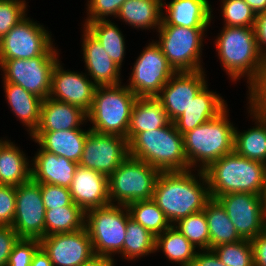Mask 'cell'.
Here are the masks:
<instances>
[{
    "label": "cell",
    "instance_id": "cell-50",
    "mask_svg": "<svg viewBox=\"0 0 266 266\" xmlns=\"http://www.w3.org/2000/svg\"><path fill=\"white\" fill-rule=\"evenodd\" d=\"M30 266H53L48 254L40 247L33 256Z\"/></svg>",
    "mask_w": 266,
    "mask_h": 266
},
{
    "label": "cell",
    "instance_id": "cell-8",
    "mask_svg": "<svg viewBox=\"0 0 266 266\" xmlns=\"http://www.w3.org/2000/svg\"><path fill=\"white\" fill-rule=\"evenodd\" d=\"M206 31L207 28L160 25L157 30L159 40L155 42L175 72L205 70L201 56Z\"/></svg>",
    "mask_w": 266,
    "mask_h": 266
},
{
    "label": "cell",
    "instance_id": "cell-2",
    "mask_svg": "<svg viewBox=\"0 0 266 266\" xmlns=\"http://www.w3.org/2000/svg\"><path fill=\"white\" fill-rule=\"evenodd\" d=\"M204 172L213 199L238 192L262 195L266 187V164L235 151L213 162Z\"/></svg>",
    "mask_w": 266,
    "mask_h": 266
},
{
    "label": "cell",
    "instance_id": "cell-7",
    "mask_svg": "<svg viewBox=\"0 0 266 266\" xmlns=\"http://www.w3.org/2000/svg\"><path fill=\"white\" fill-rule=\"evenodd\" d=\"M130 217L127 205L109 204L86 211L85 227L95 256L114 259L118 253L123 258L126 225Z\"/></svg>",
    "mask_w": 266,
    "mask_h": 266
},
{
    "label": "cell",
    "instance_id": "cell-21",
    "mask_svg": "<svg viewBox=\"0 0 266 266\" xmlns=\"http://www.w3.org/2000/svg\"><path fill=\"white\" fill-rule=\"evenodd\" d=\"M31 179L40 184H54L70 188L79 166L67 158L50 153L41 147L31 160Z\"/></svg>",
    "mask_w": 266,
    "mask_h": 266
},
{
    "label": "cell",
    "instance_id": "cell-44",
    "mask_svg": "<svg viewBox=\"0 0 266 266\" xmlns=\"http://www.w3.org/2000/svg\"><path fill=\"white\" fill-rule=\"evenodd\" d=\"M45 209L69 206L73 203L69 188L54 184H40Z\"/></svg>",
    "mask_w": 266,
    "mask_h": 266
},
{
    "label": "cell",
    "instance_id": "cell-48",
    "mask_svg": "<svg viewBox=\"0 0 266 266\" xmlns=\"http://www.w3.org/2000/svg\"><path fill=\"white\" fill-rule=\"evenodd\" d=\"M191 266H226L212 249L198 250Z\"/></svg>",
    "mask_w": 266,
    "mask_h": 266
},
{
    "label": "cell",
    "instance_id": "cell-37",
    "mask_svg": "<svg viewBox=\"0 0 266 266\" xmlns=\"http://www.w3.org/2000/svg\"><path fill=\"white\" fill-rule=\"evenodd\" d=\"M173 226L181 232L197 250L210 249V235L204 211L179 219Z\"/></svg>",
    "mask_w": 266,
    "mask_h": 266
},
{
    "label": "cell",
    "instance_id": "cell-35",
    "mask_svg": "<svg viewBox=\"0 0 266 266\" xmlns=\"http://www.w3.org/2000/svg\"><path fill=\"white\" fill-rule=\"evenodd\" d=\"M156 237L131 217L127 220L123 243V258L127 261L141 259L155 252Z\"/></svg>",
    "mask_w": 266,
    "mask_h": 266
},
{
    "label": "cell",
    "instance_id": "cell-36",
    "mask_svg": "<svg viewBox=\"0 0 266 266\" xmlns=\"http://www.w3.org/2000/svg\"><path fill=\"white\" fill-rule=\"evenodd\" d=\"M130 216L155 237L171 226L164 212L152 200H138L127 205Z\"/></svg>",
    "mask_w": 266,
    "mask_h": 266
},
{
    "label": "cell",
    "instance_id": "cell-19",
    "mask_svg": "<svg viewBox=\"0 0 266 266\" xmlns=\"http://www.w3.org/2000/svg\"><path fill=\"white\" fill-rule=\"evenodd\" d=\"M69 190L73 203L85 212L110 204L108 177L96 170L78 166Z\"/></svg>",
    "mask_w": 266,
    "mask_h": 266
},
{
    "label": "cell",
    "instance_id": "cell-14",
    "mask_svg": "<svg viewBox=\"0 0 266 266\" xmlns=\"http://www.w3.org/2000/svg\"><path fill=\"white\" fill-rule=\"evenodd\" d=\"M45 214L40 183L31 179L16 187V208L12 228L19 238L41 240L45 236Z\"/></svg>",
    "mask_w": 266,
    "mask_h": 266
},
{
    "label": "cell",
    "instance_id": "cell-32",
    "mask_svg": "<svg viewBox=\"0 0 266 266\" xmlns=\"http://www.w3.org/2000/svg\"><path fill=\"white\" fill-rule=\"evenodd\" d=\"M196 249L173 225L156 237L155 252L161 250L171 263L179 266H191Z\"/></svg>",
    "mask_w": 266,
    "mask_h": 266
},
{
    "label": "cell",
    "instance_id": "cell-28",
    "mask_svg": "<svg viewBox=\"0 0 266 266\" xmlns=\"http://www.w3.org/2000/svg\"><path fill=\"white\" fill-rule=\"evenodd\" d=\"M7 103L16 117L21 121L30 136L36 131L40 122L42 99L26 91L21 86L2 82Z\"/></svg>",
    "mask_w": 266,
    "mask_h": 266
},
{
    "label": "cell",
    "instance_id": "cell-43",
    "mask_svg": "<svg viewBox=\"0 0 266 266\" xmlns=\"http://www.w3.org/2000/svg\"><path fill=\"white\" fill-rule=\"evenodd\" d=\"M40 247L38 239L19 238L13 246L7 266H30L34 254Z\"/></svg>",
    "mask_w": 266,
    "mask_h": 266
},
{
    "label": "cell",
    "instance_id": "cell-31",
    "mask_svg": "<svg viewBox=\"0 0 266 266\" xmlns=\"http://www.w3.org/2000/svg\"><path fill=\"white\" fill-rule=\"evenodd\" d=\"M203 211L208 223L210 249L220 244L242 240L229 219L225 208L217 199L211 198Z\"/></svg>",
    "mask_w": 266,
    "mask_h": 266
},
{
    "label": "cell",
    "instance_id": "cell-16",
    "mask_svg": "<svg viewBox=\"0 0 266 266\" xmlns=\"http://www.w3.org/2000/svg\"><path fill=\"white\" fill-rule=\"evenodd\" d=\"M40 243L53 266H83L95 256L86 227L71 233L44 236Z\"/></svg>",
    "mask_w": 266,
    "mask_h": 266
},
{
    "label": "cell",
    "instance_id": "cell-24",
    "mask_svg": "<svg viewBox=\"0 0 266 266\" xmlns=\"http://www.w3.org/2000/svg\"><path fill=\"white\" fill-rule=\"evenodd\" d=\"M87 122V113L81 108L47 97L42 100L40 122L35 132L81 129Z\"/></svg>",
    "mask_w": 266,
    "mask_h": 266
},
{
    "label": "cell",
    "instance_id": "cell-10",
    "mask_svg": "<svg viewBox=\"0 0 266 266\" xmlns=\"http://www.w3.org/2000/svg\"><path fill=\"white\" fill-rule=\"evenodd\" d=\"M51 32L27 15L0 40V60L59 55Z\"/></svg>",
    "mask_w": 266,
    "mask_h": 266
},
{
    "label": "cell",
    "instance_id": "cell-54",
    "mask_svg": "<svg viewBox=\"0 0 266 266\" xmlns=\"http://www.w3.org/2000/svg\"><path fill=\"white\" fill-rule=\"evenodd\" d=\"M8 141V138L6 139H4V137L3 138H1L0 139V149L2 148V146L6 143Z\"/></svg>",
    "mask_w": 266,
    "mask_h": 266
},
{
    "label": "cell",
    "instance_id": "cell-33",
    "mask_svg": "<svg viewBox=\"0 0 266 266\" xmlns=\"http://www.w3.org/2000/svg\"><path fill=\"white\" fill-rule=\"evenodd\" d=\"M111 21L109 18L97 20L87 23L84 28L100 42L108 56L121 68L126 54L125 38L118 26Z\"/></svg>",
    "mask_w": 266,
    "mask_h": 266
},
{
    "label": "cell",
    "instance_id": "cell-39",
    "mask_svg": "<svg viewBox=\"0 0 266 266\" xmlns=\"http://www.w3.org/2000/svg\"><path fill=\"white\" fill-rule=\"evenodd\" d=\"M223 26L254 28L256 14L244 0H222Z\"/></svg>",
    "mask_w": 266,
    "mask_h": 266
},
{
    "label": "cell",
    "instance_id": "cell-3",
    "mask_svg": "<svg viewBox=\"0 0 266 266\" xmlns=\"http://www.w3.org/2000/svg\"><path fill=\"white\" fill-rule=\"evenodd\" d=\"M228 109L183 134L184 152L190 169L204 171L213 162L234 151L235 125L229 121Z\"/></svg>",
    "mask_w": 266,
    "mask_h": 266
},
{
    "label": "cell",
    "instance_id": "cell-34",
    "mask_svg": "<svg viewBox=\"0 0 266 266\" xmlns=\"http://www.w3.org/2000/svg\"><path fill=\"white\" fill-rule=\"evenodd\" d=\"M86 212L78 205L46 210L45 236L57 233H71L85 228Z\"/></svg>",
    "mask_w": 266,
    "mask_h": 266
},
{
    "label": "cell",
    "instance_id": "cell-23",
    "mask_svg": "<svg viewBox=\"0 0 266 266\" xmlns=\"http://www.w3.org/2000/svg\"><path fill=\"white\" fill-rule=\"evenodd\" d=\"M161 25H174L186 28H208L213 18V10L208 0L163 1ZM166 12V13H165Z\"/></svg>",
    "mask_w": 266,
    "mask_h": 266
},
{
    "label": "cell",
    "instance_id": "cell-53",
    "mask_svg": "<svg viewBox=\"0 0 266 266\" xmlns=\"http://www.w3.org/2000/svg\"><path fill=\"white\" fill-rule=\"evenodd\" d=\"M262 203H263L264 219H265V222H266V187L264 189V192L262 193Z\"/></svg>",
    "mask_w": 266,
    "mask_h": 266
},
{
    "label": "cell",
    "instance_id": "cell-27",
    "mask_svg": "<svg viewBox=\"0 0 266 266\" xmlns=\"http://www.w3.org/2000/svg\"><path fill=\"white\" fill-rule=\"evenodd\" d=\"M170 122L166 111L156 97H138L132 109L127 141L129 143L142 131L155 130Z\"/></svg>",
    "mask_w": 266,
    "mask_h": 266
},
{
    "label": "cell",
    "instance_id": "cell-22",
    "mask_svg": "<svg viewBox=\"0 0 266 266\" xmlns=\"http://www.w3.org/2000/svg\"><path fill=\"white\" fill-rule=\"evenodd\" d=\"M208 88L207 83L191 101L182 116L173 122L181 135L214 119L228 107L221 94L219 95Z\"/></svg>",
    "mask_w": 266,
    "mask_h": 266
},
{
    "label": "cell",
    "instance_id": "cell-15",
    "mask_svg": "<svg viewBox=\"0 0 266 266\" xmlns=\"http://www.w3.org/2000/svg\"><path fill=\"white\" fill-rule=\"evenodd\" d=\"M242 239L252 240L266 230L262 195L227 193L216 198Z\"/></svg>",
    "mask_w": 266,
    "mask_h": 266
},
{
    "label": "cell",
    "instance_id": "cell-13",
    "mask_svg": "<svg viewBox=\"0 0 266 266\" xmlns=\"http://www.w3.org/2000/svg\"><path fill=\"white\" fill-rule=\"evenodd\" d=\"M128 156L129 146L126 138L90 131L78 164L109 177Z\"/></svg>",
    "mask_w": 266,
    "mask_h": 266
},
{
    "label": "cell",
    "instance_id": "cell-51",
    "mask_svg": "<svg viewBox=\"0 0 266 266\" xmlns=\"http://www.w3.org/2000/svg\"><path fill=\"white\" fill-rule=\"evenodd\" d=\"M115 259L103 257V256H94L91 260L85 263L83 266H115Z\"/></svg>",
    "mask_w": 266,
    "mask_h": 266
},
{
    "label": "cell",
    "instance_id": "cell-11",
    "mask_svg": "<svg viewBox=\"0 0 266 266\" xmlns=\"http://www.w3.org/2000/svg\"><path fill=\"white\" fill-rule=\"evenodd\" d=\"M59 55H40L31 59L0 60L3 82L21 86L42 100L50 95L52 73Z\"/></svg>",
    "mask_w": 266,
    "mask_h": 266
},
{
    "label": "cell",
    "instance_id": "cell-18",
    "mask_svg": "<svg viewBox=\"0 0 266 266\" xmlns=\"http://www.w3.org/2000/svg\"><path fill=\"white\" fill-rule=\"evenodd\" d=\"M60 59L54 66L49 97L81 108L91 109L96 85L87 73L65 70Z\"/></svg>",
    "mask_w": 266,
    "mask_h": 266
},
{
    "label": "cell",
    "instance_id": "cell-38",
    "mask_svg": "<svg viewBox=\"0 0 266 266\" xmlns=\"http://www.w3.org/2000/svg\"><path fill=\"white\" fill-rule=\"evenodd\" d=\"M212 250L226 266H254L253 249L250 240L220 244Z\"/></svg>",
    "mask_w": 266,
    "mask_h": 266
},
{
    "label": "cell",
    "instance_id": "cell-41",
    "mask_svg": "<svg viewBox=\"0 0 266 266\" xmlns=\"http://www.w3.org/2000/svg\"><path fill=\"white\" fill-rule=\"evenodd\" d=\"M248 87V108L250 111L266 110V60L258 69L257 76Z\"/></svg>",
    "mask_w": 266,
    "mask_h": 266
},
{
    "label": "cell",
    "instance_id": "cell-20",
    "mask_svg": "<svg viewBox=\"0 0 266 266\" xmlns=\"http://www.w3.org/2000/svg\"><path fill=\"white\" fill-rule=\"evenodd\" d=\"M81 48L85 72L96 86L117 85L122 83L121 68L108 56L100 42L84 27Z\"/></svg>",
    "mask_w": 266,
    "mask_h": 266
},
{
    "label": "cell",
    "instance_id": "cell-29",
    "mask_svg": "<svg viewBox=\"0 0 266 266\" xmlns=\"http://www.w3.org/2000/svg\"><path fill=\"white\" fill-rule=\"evenodd\" d=\"M162 14L163 0H126L116 18L138 30L157 31L162 23Z\"/></svg>",
    "mask_w": 266,
    "mask_h": 266
},
{
    "label": "cell",
    "instance_id": "cell-47",
    "mask_svg": "<svg viewBox=\"0 0 266 266\" xmlns=\"http://www.w3.org/2000/svg\"><path fill=\"white\" fill-rule=\"evenodd\" d=\"M250 242L253 249L254 266H266V230Z\"/></svg>",
    "mask_w": 266,
    "mask_h": 266
},
{
    "label": "cell",
    "instance_id": "cell-40",
    "mask_svg": "<svg viewBox=\"0 0 266 266\" xmlns=\"http://www.w3.org/2000/svg\"><path fill=\"white\" fill-rule=\"evenodd\" d=\"M26 0H0V40L27 15Z\"/></svg>",
    "mask_w": 266,
    "mask_h": 266
},
{
    "label": "cell",
    "instance_id": "cell-49",
    "mask_svg": "<svg viewBox=\"0 0 266 266\" xmlns=\"http://www.w3.org/2000/svg\"><path fill=\"white\" fill-rule=\"evenodd\" d=\"M254 29L259 50L266 59V12L256 16Z\"/></svg>",
    "mask_w": 266,
    "mask_h": 266
},
{
    "label": "cell",
    "instance_id": "cell-6",
    "mask_svg": "<svg viewBox=\"0 0 266 266\" xmlns=\"http://www.w3.org/2000/svg\"><path fill=\"white\" fill-rule=\"evenodd\" d=\"M138 97L126 85L96 86L87 121L89 129L100 134L118 135L127 139L133 106Z\"/></svg>",
    "mask_w": 266,
    "mask_h": 266
},
{
    "label": "cell",
    "instance_id": "cell-12",
    "mask_svg": "<svg viewBox=\"0 0 266 266\" xmlns=\"http://www.w3.org/2000/svg\"><path fill=\"white\" fill-rule=\"evenodd\" d=\"M131 70L126 86L137 97H156L176 73L153 40L142 50Z\"/></svg>",
    "mask_w": 266,
    "mask_h": 266
},
{
    "label": "cell",
    "instance_id": "cell-30",
    "mask_svg": "<svg viewBox=\"0 0 266 266\" xmlns=\"http://www.w3.org/2000/svg\"><path fill=\"white\" fill-rule=\"evenodd\" d=\"M8 140L0 149V185L17 187L31 180V161ZM30 163V164H29Z\"/></svg>",
    "mask_w": 266,
    "mask_h": 266
},
{
    "label": "cell",
    "instance_id": "cell-42",
    "mask_svg": "<svg viewBox=\"0 0 266 266\" xmlns=\"http://www.w3.org/2000/svg\"><path fill=\"white\" fill-rule=\"evenodd\" d=\"M126 0H87V17L83 23V27L87 23L97 20H107V18H116L118 11Z\"/></svg>",
    "mask_w": 266,
    "mask_h": 266
},
{
    "label": "cell",
    "instance_id": "cell-45",
    "mask_svg": "<svg viewBox=\"0 0 266 266\" xmlns=\"http://www.w3.org/2000/svg\"><path fill=\"white\" fill-rule=\"evenodd\" d=\"M16 208V187L0 185V226L12 227Z\"/></svg>",
    "mask_w": 266,
    "mask_h": 266
},
{
    "label": "cell",
    "instance_id": "cell-5",
    "mask_svg": "<svg viewBox=\"0 0 266 266\" xmlns=\"http://www.w3.org/2000/svg\"><path fill=\"white\" fill-rule=\"evenodd\" d=\"M129 156L145 161L160 172L190 170L184 152L183 135L173 122L138 133L129 143Z\"/></svg>",
    "mask_w": 266,
    "mask_h": 266
},
{
    "label": "cell",
    "instance_id": "cell-52",
    "mask_svg": "<svg viewBox=\"0 0 266 266\" xmlns=\"http://www.w3.org/2000/svg\"><path fill=\"white\" fill-rule=\"evenodd\" d=\"M252 9V11L256 14L266 12V0H244Z\"/></svg>",
    "mask_w": 266,
    "mask_h": 266
},
{
    "label": "cell",
    "instance_id": "cell-46",
    "mask_svg": "<svg viewBox=\"0 0 266 266\" xmlns=\"http://www.w3.org/2000/svg\"><path fill=\"white\" fill-rule=\"evenodd\" d=\"M19 240L16 231L10 226H0V266H7L14 244Z\"/></svg>",
    "mask_w": 266,
    "mask_h": 266
},
{
    "label": "cell",
    "instance_id": "cell-1",
    "mask_svg": "<svg viewBox=\"0 0 266 266\" xmlns=\"http://www.w3.org/2000/svg\"><path fill=\"white\" fill-rule=\"evenodd\" d=\"M193 171L196 170L160 172L156 180L152 200L171 225L188 215L203 211L211 199L205 172L197 170L196 175Z\"/></svg>",
    "mask_w": 266,
    "mask_h": 266
},
{
    "label": "cell",
    "instance_id": "cell-26",
    "mask_svg": "<svg viewBox=\"0 0 266 266\" xmlns=\"http://www.w3.org/2000/svg\"><path fill=\"white\" fill-rule=\"evenodd\" d=\"M255 126L240 132L234 131V151L242 157L266 164V112L250 111Z\"/></svg>",
    "mask_w": 266,
    "mask_h": 266
},
{
    "label": "cell",
    "instance_id": "cell-9",
    "mask_svg": "<svg viewBox=\"0 0 266 266\" xmlns=\"http://www.w3.org/2000/svg\"><path fill=\"white\" fill-rule=\"evenodd\" d=\"M159 174L157 168L145 161L128 156L108 177L110 204L128 205L134 201L152 199Z\"/></svg>",
    "mask_w": 266,
    "mask_h": 266
},
{
    "label": "cell",
    "instance_id": "cell-25",
    "mask_svg": "<svg viewBox=\"0 0 266 266\" xmlns=\"http://www.w3.org/2000/svg\"><path fill=\"white\" fill-rule=\"evenodd\" d=\"M90 131V129H69L52 132H34L30 139L45 151L79 163L85 139Z\"/></svg>",
    "mask_w": 266,
    "mask_h": 266
},
{
    "label": "cell",
    "instance_id": "cell-4",
    "mask_svg": "<svg viewBox=\"0 0 266 266\" xmlns=\"http://www.w3.org/2000/svg\"><path fill=\"white\" fill-rule=\"evenodd\" d=\"M215 39L216 54L232 81L246 77L249 85L266 60L261 54L254 28L223 26Z\"/></svg>",
    "mask_w": 266,
    "mask_h": 266
},
{
    "label": "cell",
    "instance_id": "cell-17",
    "mask_svg": "<svg viewBox=\"0 0 266 266\" xmlns=\"http://www.w3.org/2000/svg\"><path fill=\"white\" fill-rule=\"evenodd\" d=\"M205 73V70L176 72L156 96L171 122L182 116L198 92L207 84Z\"/></svg>",
    "mask_w": 266,
    "mask_h": 266
}]
</instances>
